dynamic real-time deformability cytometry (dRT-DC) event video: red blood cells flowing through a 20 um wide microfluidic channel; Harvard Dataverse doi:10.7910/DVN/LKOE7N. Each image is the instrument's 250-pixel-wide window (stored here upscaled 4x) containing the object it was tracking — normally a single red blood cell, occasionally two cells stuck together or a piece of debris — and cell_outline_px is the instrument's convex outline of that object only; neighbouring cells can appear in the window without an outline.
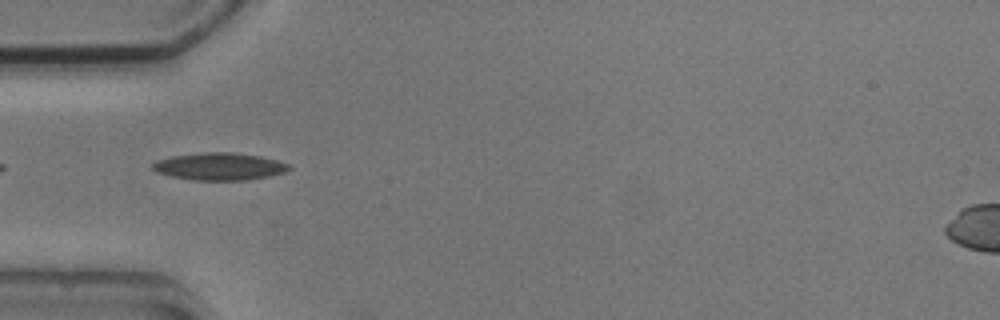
{"species": "common noctule bat (a hibernating species)", "species_latin": "Nyctalus noctula", "temperature_condition": "cold", "stored_images_in_passage": 7, "camera_frame_rate_fps": 3000, "um_per_image_px": 0.085, "animal": {"sex": "male", "body_mass_g": 20.5, "forearm_length_mm": 52.5}, "frame": {"image": 1, "passage_image": 4, "time_ms": 3.667, "image_size_px": [1000, 320], "cell_outline_px": [[292, 168], [288, 172], [268, 176], [244, 180], [192, 180], [172, 176], [156, 172], [152, 168], [152, 164], [156, 160], [172, 156], [204, 152], [232, 152], [260, 156], [276, 160], [288, 164]], "centroid_in_image_um": [18.66, 14.15], "position_along_channel_um": 66.3, "area_um2": 21.73}}